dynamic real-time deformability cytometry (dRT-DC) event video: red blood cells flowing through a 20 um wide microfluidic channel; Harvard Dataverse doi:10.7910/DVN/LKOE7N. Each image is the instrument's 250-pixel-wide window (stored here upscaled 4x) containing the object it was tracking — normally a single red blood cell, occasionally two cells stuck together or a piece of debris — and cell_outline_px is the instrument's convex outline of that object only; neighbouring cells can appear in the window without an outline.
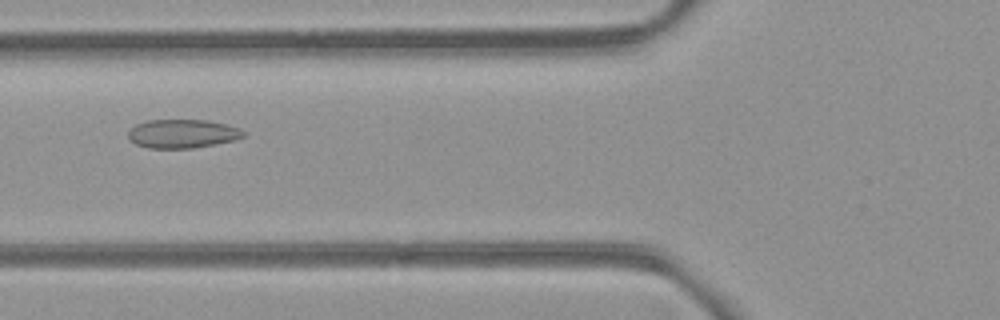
{"species": "common noctule bat (a hibernating species)", "species_latin": "Nyctalus noctula", "temperature_condition": "room temperature", "stored_images_in_passage": 6, "camera_frame_rate_fps": 3000, "um_per_image_px": 0.085, "animal": {"sex": "female", "body_mass_g": 21.9}, "frame": {"image": 1, "passage_image": 2, "time_ms": 1.333, "image_size_px": [1000, 320], "cell_outline_px": [[244, 136], [236, 140], [192, 148], [148, 148], [136, 144], [128, 136], [128, 132], [136, 124], [148, 120], [208, 120], [240, 128], [244, 132]], "centroid_in_image_um": [15.52, 11.36], "position_along_channel_um": 110.3, "area_um2": 19.13}}
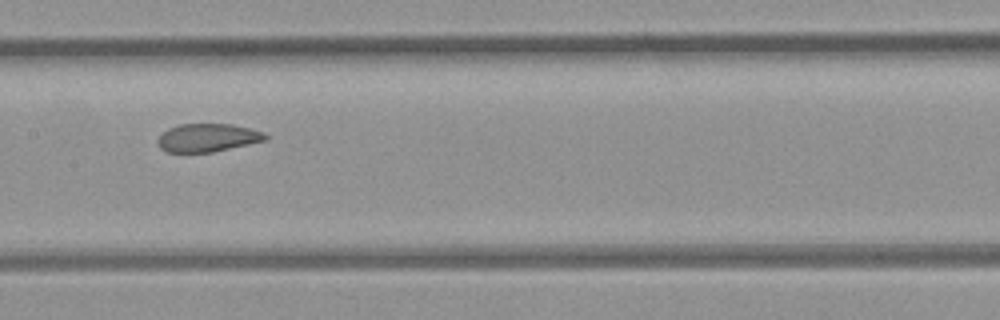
{"frame": {"image": 2, "passage_image": 4, "time_ms": 3.333, "image_size_px": [1000, 320], "cell_outline_px": [[268, 140], [212, 152], [168, 152], [160, 148], [156, 140], [168, 128], [180, 124], [232, 124], [252, 128], [264, 132], [268, 136]], "centroid_in_image_um": [17.68, 11.7], "position_along_channel_um": 189.7, "area_um2": 17.74}}
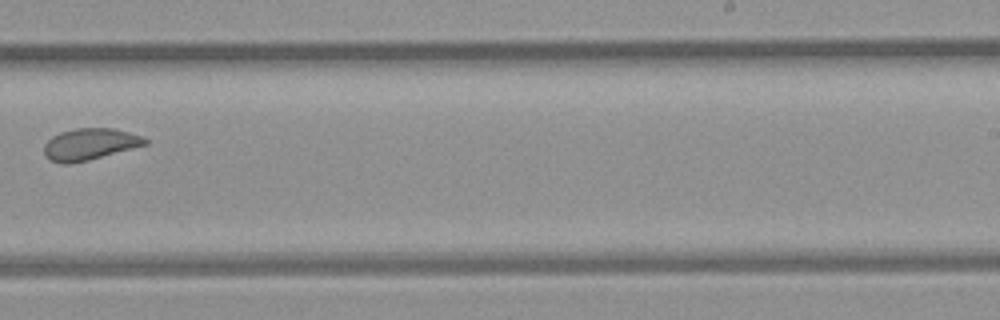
{"frame": {"image": 3, "passage_image": 6, "time_ms": 5.667, "image_size_px": [1000, 320], "cell_outline_px": [[148, 144], [88, 160], [72, 164], [60, 164], [48, 160], [44, 156], [44, 144], [52, 136], [60, 132], [76, 128], [112, 128], [128, 132], [140, 136], [148, 140]], "centroid_in_image_um": [7.57, 12.27], "position_along_channel_um": 281.4, "area_um2": 18.67}}